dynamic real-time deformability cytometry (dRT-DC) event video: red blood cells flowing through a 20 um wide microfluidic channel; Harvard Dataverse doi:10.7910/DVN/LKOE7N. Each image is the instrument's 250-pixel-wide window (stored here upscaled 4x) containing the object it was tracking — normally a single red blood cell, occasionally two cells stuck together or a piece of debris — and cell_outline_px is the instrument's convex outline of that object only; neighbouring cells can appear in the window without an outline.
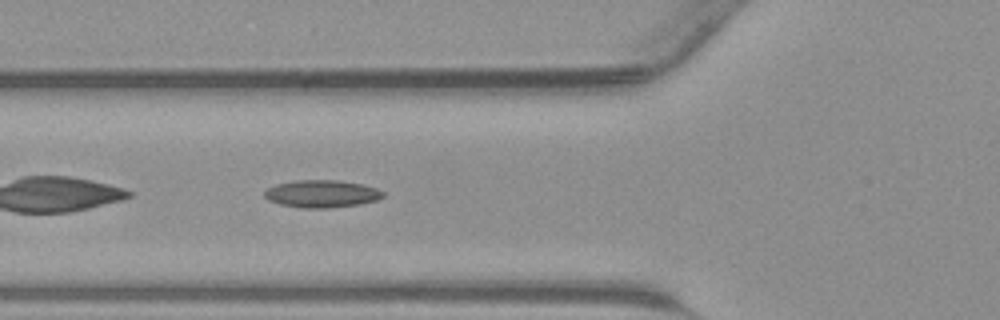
{"species": "common noctule bat (a hibernating species)", "species_latin": "Nyctalus noctula", "temperature_condition": "warm", "stored_images_in_passage": 29, "camera_frame_rate_fps": 3000, "um_per_image_px": 0.085, "animal": {"sex": "male", "body_mass_g": 23.1, "forearm_length_mm": 52.7}, "frame": {"image": 1, "passage_image": 3, "time_ms": 0.667, "image_size_px": [1000, 320], "cell_outline_px": [[384, 196], [376, 200], [360, 204], [328, 208], [304, 208], [280, 204], [268, 200], [264, 196], [264, 192], [268, 188], [276, 184], [296, 180], [340, 180], [360, 184], [376, 188], [384, 192]], "centroid_in_image_um": [27.34, 16.47], "position_along_channel_um": 98.5, "area_um2": 18.9}}
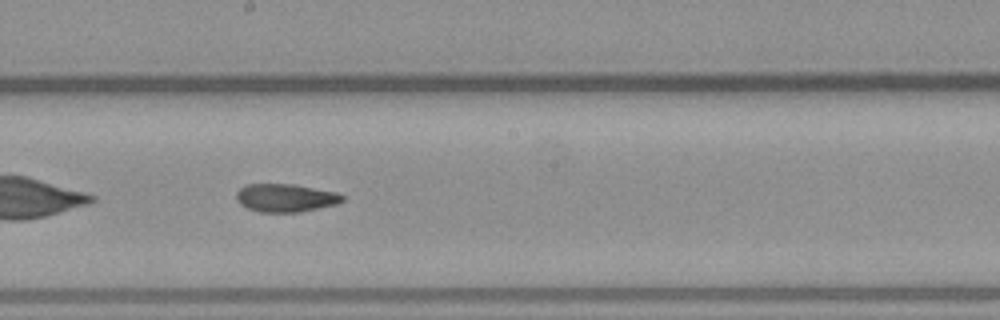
{"frame": {"image": 2, "passage_image": 11, "time_ms": 3.333, "image_size_px": [1000, 320], "cell_outline_px": [[344, 200], [336, 204], [300, 212], [260, 212], [248, 208], [240, 204], [236, 200], [236, 192], [240, 188], [248, 184], [292, 184], [336, 192], [344, 196]], "centroid_in_image_um": [24.25, 16.82], "position_along_channel_um": 223.9, "area_um2": 17.28}}
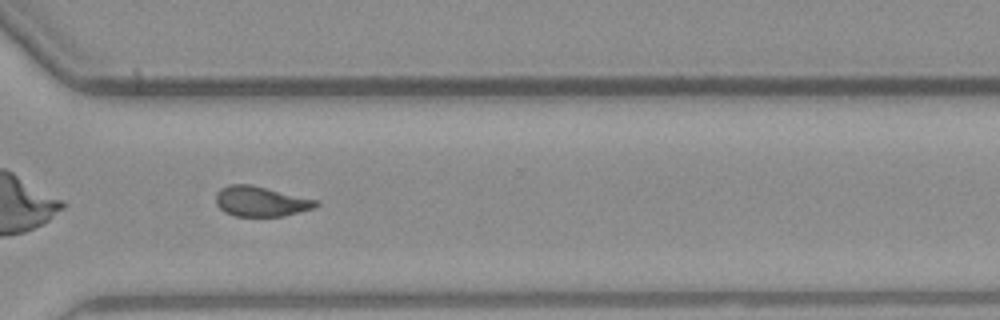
{"frame": {"image": 3, "passage_image": 19, "time_ms": 6.0, "image_size_px": [1000, 320], "cell_outline_px": [[320, 204], [312, 208], [284, 216], [232, 216], [224, 212], [216, 204], [216, 192], [220, 188], [228, 184], [252, 184], [316, 200]], "centroid_in_image_um": [22.11, 17.11], "position_along_channel_um": 348.5, "area_um2": 17.57}}